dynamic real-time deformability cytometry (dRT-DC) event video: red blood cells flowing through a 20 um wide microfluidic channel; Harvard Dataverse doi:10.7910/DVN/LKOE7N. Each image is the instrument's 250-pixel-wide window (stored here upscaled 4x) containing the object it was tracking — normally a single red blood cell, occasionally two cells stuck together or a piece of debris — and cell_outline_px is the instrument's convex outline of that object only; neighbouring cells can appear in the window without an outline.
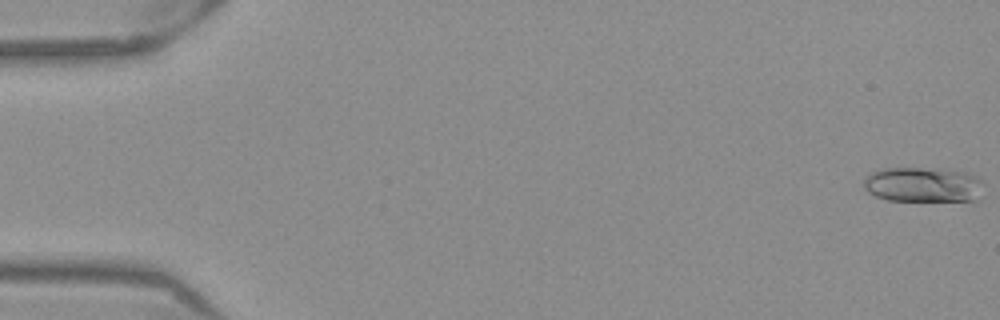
{"species": "Egyptian fruit bat (a non-hibernating species)", "species_latin": "Rousettus aegyptiacus", "temperature_condition": "warm", "stored_images_in_passage": 53, "camera_frame_rate_fps": 3000, "um_per_image_px": 0.085, "frame": {"image": 1, "passage_image": 1, "time_ms": 0.0, "image_size_px": [1000, 320], "cell_outline_px": [[968, 200], [888, 200], [876, 196], [864, 184], [876, 172], [896, 168], [912, 168], [936, 172], [944, 176], [960, 188]], "centroid_in_image_um": [77.64, 15.78], "position_along_channel_um": 7.4, "area_um2": 18.03}}
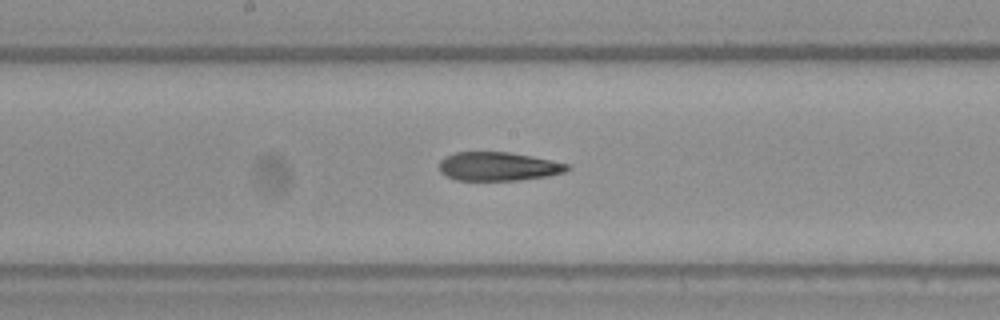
{"frame": {"image": 2, "passage_image": 28, "time_ms": 9.0, "image_size_px": [1000, 320], "cell_outline_px": [[568, 168], [564, 172], [544, 176], [512, 180], [456, 180], [440, 172], [440, 160], [456, 152], [508, 152], [568, 164]], "centroid_in_image_um": [42.28, 14.14], "position_along_channel_um": 205.9, "area_um2": 20.75}}
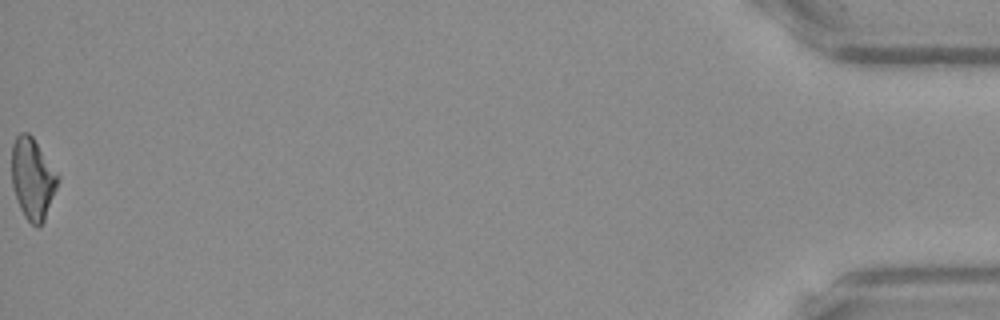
{"frame": {"image": 3, "passage_image": 53, "time_ms": 17.333, "image_size_px": [1000, 320], "cell_outline_px": [[60, 180], [44, 220], [40, 224], [32, 224], [24, 216], [20, 208], [12, 184], [12, 144], [16, 136], [20, 132], [28, 132], [32, 136], [60, 176]], "centroid_in_image_um": [2.78, 15.14], "position_along_channel_um": 432.4, "area_um2": 21.68}, "authors_computed_cell_mechanics": {"area_um2": 21.0392, "velocity_mm_per_s": 3.9287, "shape_relaxation_time_tau1_ms": null, "shape_relaxation_time_tau2_ms": 6.7462, "deformation_change_tau1": null, "deformation_change_tau2": 0.1954}}